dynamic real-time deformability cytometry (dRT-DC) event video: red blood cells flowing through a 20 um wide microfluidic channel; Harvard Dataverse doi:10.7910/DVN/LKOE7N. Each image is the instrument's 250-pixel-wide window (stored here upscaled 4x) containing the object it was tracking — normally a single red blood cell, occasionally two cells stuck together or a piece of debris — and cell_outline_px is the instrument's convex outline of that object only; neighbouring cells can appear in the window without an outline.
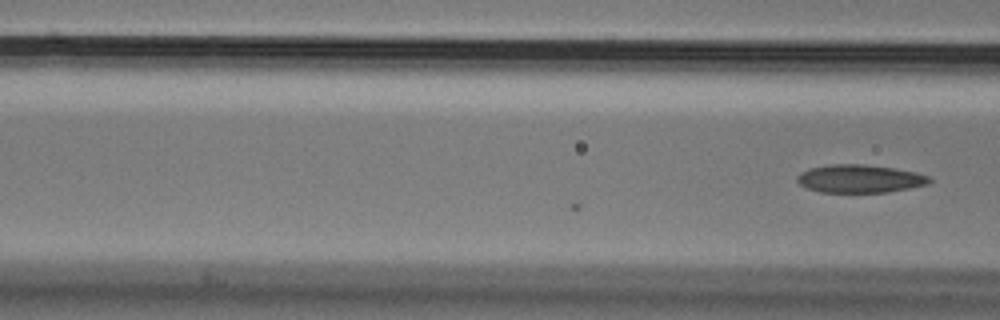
{"species": "Egyptian fruit bat (a non-hibernating species)", "species_latin": "Rousettus aegyptiacus", "temperature_condition": "cold", "stored_images_in_passage": 5, "camera_frame_rate_fps": 3000, "um_per_image_px": 0.085, "animal": {"sex": "male"}, "frame": {"image": 1, "passage_image": 5, "time_ms": 1.333, "image_size_px": [1000, 320], "cell_outline_px": [[932, 180], [928, 184], [888, 192], [820, 192], [808, 188], [800, 184], [796, 180], [796, 176], [800, 172], [808, 168], [828, 164], [864, 164], [892, 168], [916, 172], [928, 176]], "centroid_in_image_um": [73.04, 15.18], "position_along_channel_um": 93.6, "area_um2": 21.62}}